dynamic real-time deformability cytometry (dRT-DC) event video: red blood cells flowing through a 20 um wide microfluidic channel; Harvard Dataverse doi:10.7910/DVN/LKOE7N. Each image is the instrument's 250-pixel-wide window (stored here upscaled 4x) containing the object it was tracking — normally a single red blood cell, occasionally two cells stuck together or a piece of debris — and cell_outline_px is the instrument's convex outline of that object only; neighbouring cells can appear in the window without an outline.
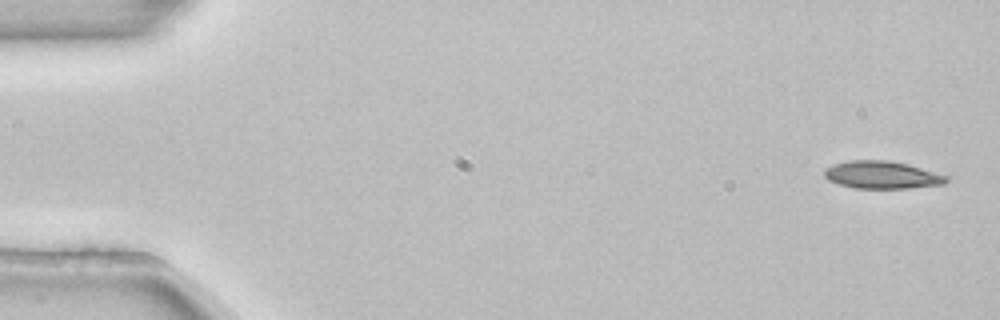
{"species": "common noctule bat (a hibernating species)", "species_latin": "Nyctalus noctula", "temperature_condition": "room temperature", "stored_images_in_passage": 5, "camera_frame_rate_fps": 3000, "um_per_image_px": 0.085, "animal": {"sex": "female", "body_mass_g": 22.7, "forearm_length_mm": 54.2}, "frame": {"image": 1, "passage_image": 1, "time_ms": 0.0, "image_size_px": [1000, 320], "cell_outline_px": [[948, 180], [944, 184], [908, 188], [856, 188], [840, 184], [828, 180], [824, 176], [824, 168], [848, 160], [888, 160], [908, 164], [948, 176]], "centroid_in_image_um": [74.96, 14.86], "position_along_channel_um": 10.0, "area_um2": 19.48}}
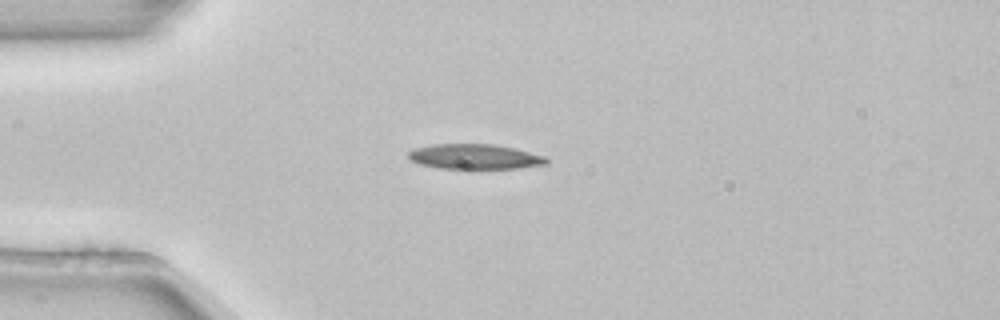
{"frame": {"image": 2, "passage_image": 4, "time_ms": 1.0, "image_size_px": [1000, 320], "cell_outline_px": [[548, 164], [516, 168], [440, 168], [420, 164], [412, 160], [408, 156], [408, 152], [412, 148], [432, 144], [496, 144], [516, 148], [544, 156], [548, 160]], "centroid_in_image_um": [40.35, 13.3], "position_along_channel_um": 44.7, "area_um2": 20.11}}
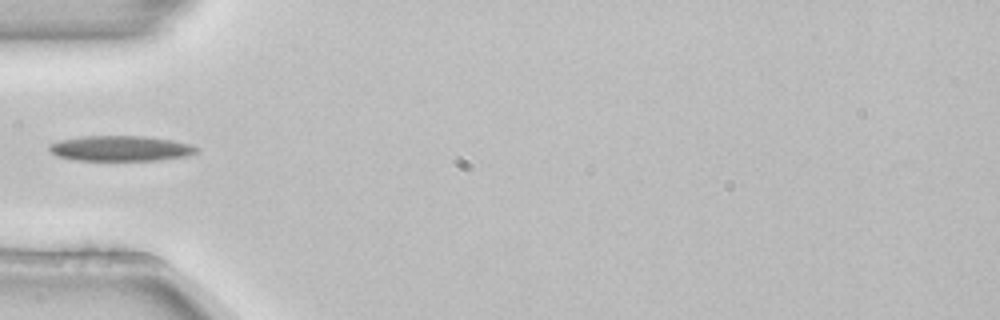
{"frame": {"image": 3, "passage_image": 5, "time_ms": 1.333, "image_size_px": [1000, 320], "cell_outline_px": [[196, 152], [188, 156], [156, 160], [76, 160], [56, 156], [48, 148], [48, 144], [60, 140], [84, 136], [144, 136], [172, 140], [188, 144], [196, 148]], "centroid_in_image_um": [10.2, 12.61], "position_along_channel_um": 74.8, "area_um2": 21.56}}